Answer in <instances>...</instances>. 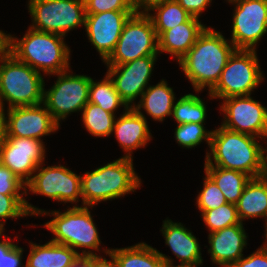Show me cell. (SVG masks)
Instances as JSON below:
<instances>
[{
  "label": "cell",
  "instance_id": "obj_1",
  "mask_svg": "<svg viewBox=\"0 0 267 267\" xmlns=\"http://www.w3.org/2000/svg\"><path fill=\"white\" fill-rule=\"evenodd\" d=\"M257 139L249 134L218 127L212 132L210 151L206 153L204 166L239 171L251 178L266 175V148Z\"/></svg>",
  "mask_w": 267,
  "mask_h": 267
},
{
  "label": "cell",
  "instance_id": "obj_2",
  "mask_svg": "<svg viewBox=\"0 0 267 267\" xmlns=\"http://www.w3.org/2000/svg\"><path fill=\"white\" fill-rule=\"evenodd\" d=\"M234 51L233 43L225 39L222 33L206 27L178 64L192 83L195 92L206 87L210 92L220 80L221 73Z\"/></svg>",
  "mask_w": 267,
  "mask_h": 267
},
{
  "label": "cell",
  "instance_id": "obj_3",
  "mask_svg": "<svg viewBox=\"0 0 267 267\" xmlns=\"http://www.w3.org/2000/svg\"><path fill=\"white\" fill-rule=\"evenodd\" d=\"M64 37L29 27L20 40L9 35V52L38 72L58 74L70 68L71 51Z\"/></svg>",
  "mask_w": 267,
  "mask_h": 267
},
{
  "label": "cell",
  "instance_id": "obj_4",
  "mask_svg": "<svg viewBox=\"0 0 267 267\" xmlns=\"http://www.w3.org/2000/svg\"><path fill=\"white\" fill-rule=\"evenodd\" d=\"M141 186L133 159L121 157L81 175L82 205L93 208L101 201L123 197Z\"/></svg>",
  "mask_w": 267,
  "mask_h": 267
},
{
  "label": "cell",
  "instance_id": "obj_5",
  "mask_svg": "<svg viewBox=\"0 0 267 267\" xmlns=\"http://www.w3.org/2000/svg\"><path fill=\"white\" fill-rule=\"evenodd\" d=\"M45 89L41 72L19 61L9 51L0 57V106L8 108L35 106L43 103Z\"/></svg>",
  "mask_w": 267,
  "mask_h": 267
},
{
  "label": "cell",
  "instance_id": "obj_6",
  "mask_svg": "<svg viewBox=\"0 0 267 267\" xmlns=\"http://www.w3.org/2000/svg\"><path fill=\"white\" fill-rule=\"evenodd\" d=\"M90 212L89 206H76V204L63 213L56 210L49 213L44 210L41 215L54 216L52 220L43 225L54 235L50 241L67 245L73 250L87 248L88 251L81 250L82 258L96 255L93 251H100L101 241Z\"/></svg>",
  "mask_w": 267,
  "mask_h": 267
},
{
  "label": "cell",
  "instance_id": "obj_7",
  "mask_svg": "<svg viewBox=\"0 0 267 267\" xmlns=\"http://www.w3.org/2000/svg\"><path fill=\"white\" fill-rule=\"evenodd\" d=\"M256 50L235 49L224 67L220 80L209 92L211 99L251 95L263 81Z\"/></svg>",
  "mask_w": 267,
  "mask_h": 267
},
{
  "label": "cell",
  "instance_id": "obj_8",
  "mask_svg": "<svg viewBox=\"0 0 267 267\" xmlns=\"http://www.w3.org/2000/svg\"><path fill=\"white\" fill-rule=\"evenodd\" d=\"M159 55L158 37L147 12H134L125 23L106 65H122L137 58Z\"/></svg>",
  "mask_w": 267,
  "mask_h": 267
},
{
  "label": "cell",
  "instance_id": "obj_9",
  "mask_svg": "<svg viewBox=\"0 0 267 267\" xmlns=\"http://www.w3.org/2000/svg\"><path fill=\"white\" fill-rule=\"evenodd\" d=\"M31 28L65 36L84 26L86 10L84 0H28Z\"/></svg>",
  "mask_w": 267,
  "mask_h": 267
},
{
  "label": "cell",
  "instance_id": "obj_10",
  "mask_svg": "<svg viewBox=\"0 0 267 267\" xmlns=\"http://www.w3.org/2000/svg\"><path fill=\"white\" fill-rule=\"evenodd\" d=\"M70 70L55 74V84L43 94V104L59 125L67 115L82 111L88 103L91 77L73 75Z\"/></svg>",
  "mask_w": 267,
  "mask_h": 267
},
{
  "label": "cell",
  "instance_id": "obj_11",
  "mask_svg": "<svg viewBox=\"0 0 267 267\" xmlns=\"http://www.w3.org/2000/svg\"><path fill=\"white\" fill-rule=\"evenodd\" d=\"M42 165L38 166L26 184V192L30 191L64 203L73 204L79 202V198L82 200L80 175L63 165L47 167Z\"/></svg>",
  "mask_w": 267,
  "mask_h": 267
},
{
  "label": "cell",
  "instance_id": "obj_12",
  "mask_svg": "<svg viewBox=\"0 0 267 267\" xmlns=\"http://www.w3.org/2000/svg\"><path fill=\"white\" fill-rule=\"evenodd\" d=\"M222 100L220 110L224 112V120L221 126L259 139L267 138V107L255 101L251 95Z\"/></svg>",
  "mask_w": 267,
  "mask_h": 267
},
{
  "label": "cell",
  "instance_id": "obj_13",
  "mask_svg": "<svg viewBox=\"0 0 267 267\" xmlns=\"http://www.w3.org/2000/svg\"><path fill=\"white\" fill-rule=\"evenodd\" d=\"M233 5L230 41L235 49L256 50L267 33V0H244Z\"/></svg>",
  "mask_w": 267,
  "mask_h": 267
},
{
  "label": "cell",
  "instance_id": "obj_14",
  "mask_svg": "<svg viewBox=\"0 0 267 267\" xmlns=\"http://www.w3.org/2000/svg\"><path fill=\"white\" fill-rule=\"evenodd\" d=\"M44 142L32 138L7 136L0 148V161L27 184L45 159Z\"/></svg>",
  "mask_w": 267,
  "mask_h": 267
},
{
  "label": "cell",
  "instance_id": "obj_15",
  "mask_svg": "<svg viewBox=\"0 0 267 267\" xmlns=\"http://www.w3.org/2000/svg\"><path fill=\"white\" fill-rule=\"evenodd\" d=\"M157 55L137 58L122 65H107V74L113 80L120 98L131 108L148 88ZM133 103V104H132ZM132 104V105H131Z\"/></svg>",
  "mask_w": 267,
  "mask_h": 267
},
{
  "label": "cell",
  "instance_id": "obj_16",
  "mask_svg": "<svg viewBox=\"0 0 267 267\" xmlns=\"http://www.w3.org/2000/svg\"><path fill=\"white\" fill-rule=\"evenodd\" d=\"M136 11H106L86 13L84 28L103 63L113 53L129 17Z\"/></svg>",
  "mask_w": 267,
  "mask_h": 267
},
{
  "label": "cell",
  "instance_id": "obj_17",
  "mask_svg": "<svg viewBox=\"0 0 267 267\" xmlns=\"http://www.w3.org/2000/svg\"><path fill=\"white\" fill-rule=\"evenodd\" d=\"M6 115L7 136L43 141L41 137L57 131L60 126L43 103L10 108Z\"/></svg>",
  "mask_w": 267,
  "mask_h": 267
},
{
  "label": "cell",
  "instance_id": "obj_18",
  "mask_svg": "<svg viewBox=\"0 0 267 267\" xmlns=\"http://www.w3.org/2000/svg\"><path fill=\"white\" fill-rule=\"evenodd\" d=\"M247 233L243 223L232 225L209 233L208 253L214 264L230 267L243 256V249L247 245Z\"/></svg>",
  "mask_w": 267,
  "mask_h": 267
},
{
  "label": "cell",
  "instance_id": "obj_19",
  "mask_svg": "<svg viewBox=\"0 0 267 267\" xmlns=\"http://www.w3.org/2000/svg\"><path fill=\"white\" fill-rule=\"evenodd\" d=\"M123 113L116 118L112 133L126 153L124 157L133 159L132 151L146 146L152 138L151 132L146 117L141 111H136L131 107Z\"/></svg>",
  "mask_w": 267,
  "mask_h": 267
},
{
  "label": "cell",
  "instance_id": "obj_20",
  "mask_svg": "<svg viewBox=\"0 0 267 267\" xmlns=\"http://www.w3.org/2000/svg\"><path fill=\"white\" fill-rule=\"evenodd\" d=\"M160 231L164 236L165 244L180 260V264L201 265L203 263L197 238L183 224L166 219Z\"/></svg>",
  "mask_w": 267,
  "mask_h": 267
},
{
  "label": "cell",
  "instance_id": "obj_21",
  "mask_svg": "<svg viewBox=\"0 0 267 267\" xmlns=\"http://www.w3.org/2000/svg\"><path fill=\"white\" fill-rule=\"evenodd\" d=\"M206 27L198 18L191 16L186 22L164 31L158 37V52L169 53L178 62L195 44Z\"/></svg>",
  "mask_w": 267,
  "mask_h": 267
},
{
  "label": "cell",
  "instance_id": "obj_22",
  "mask_svg": "<svg viewBox=\"0 0 267 267\" xmlns=\"http://www.w3.org/2000/svg\"><path fill=\"white\" fill-rule=\"evenodd\" d=\"M82 257L78 250L51 241L38 245L30 242L25 267H78Z\"/></svg>",
  "mask_w": 267,
  "mask_h": 267
},
{
  "label": "cell",
  "instance_id": "obj_23",
  "mask_svg": "<svg viewBox=\"0 0 267 267\" xmlns=\"http://www.w3.org/2000/svg\"><path fill=\"white\" fill-rule=\"evenodd\" d=\"M241 223L244 219L264 217L267 221V174L251 178L236 203Z\"/></svg>",
  "mask_w": 267,
  "mask_h": 267
},
{
  "label": "cell",
  "instance_id": "obj_24",
  "mask_svg": "<svg viewBox=\"0 0 267 267\" xmlns=\"http://www.w3.org/2000/svg\"><path fill=\"white\" fill-rule=\"evenodd\" d=\"M175 99L173 88L168 86L165 79H163L155 86L149 85L142 93L138 104H135L133 108L136 111H140L143 108L153 120L162 122L165 117L172 115Z\"/></svg>",
  "mask_w": 267,
  "mask_h": 267
},
{
  "label": "cell",
  "instance_id": "obj_25",
  "mask_svg": "<svg viewBox=\"0 0 267 267\" xmlns=\"http://www.w3.org/2000/svg\"><path fill=\"white\" fill-rule=\"evenodd\" d=\"M120 267H165V262L156 248L140 242L125 248L110 249Z\"/></svg>",
  "mask_w": 267,
  "mask_h": 267
},
{
  "label": "cell",
  "instance_id": "obj_26",
  "mask_svg": "<svg viewBox=\"0 0 267 267\" xmlns=\"http://www.w3.org/2000/svg\"><path fill=\"white\" fill-rule=\"evenodd\" d=\"M204 171L219 187L227 203L236 204L251 179L245 173L216 166H204Z\"/></svg>",
  "mask_w": 267,
  "mask_h": 267
},
{
  "label": "cell",
  "instance_id": "obj_27",
  "mask_svg": "<svg viewBox=\"0 0 267 267\" xmlns=\"http://www.w3.org/2000/svg\"><path fill=\"white\" fill-rule=\"evenodd\" d=\"M150 11H155L154 15L149 13ZM147 13L153 22L157 37L191 17L176 0H166L155 4L147 10Z\"/></svg>",
  "mask_w": 267,
  "mask_h": 267
},
{
  "label": "cell",
  "instance_id": "obj_28",
  "mask_svg": "<svg viewBox=\"0 0 267 267\" xmlns=\"http://www.w3.org/2000/svg\"><path fill=\"white\" fill-rule=\"evenodd\" d=\"M88 102L98 105L103 110L108 111L114 115V112L121 106L124 107V110H127L129 108L126 103L120 98L113 80L107 73L104 79L100 80L99 82L94 81L91 78Z\"/></svg>",
  "mask_w": 267,
  "mask_h": 267
},
{
  "label": "cell",
  "instance_id": "obj_29",
  "mask_svg": "<svg viewBox=\"0 0 267 267\" xmlns=\"http://www.w3.org/2000/svg\"><path fill=\"white\" fill-rule=\"evenodd\" d=\"M195 94H186L178 99L172 110V117L177 124H204L207 116L206 104Z\"/></svg>",
  "mask_w": 267,
  "mask_h": 267
},
{
  "label": "cell",
  "instance_id": "obj_30",
  "mask_svg": "<svg viewBox=\"0 0 267 267\" xmlns=\"http://www.w3.org/2000/svg\"><path fill=\"white\" fill-rule=\"evenodd\" d=\"M115 117L117 116L89 102L82 110L83 125L94 137L110 136L113 132Z\"/></svg>",
  "mask_w": 267,
  "mask_h": 267
},
{
  "label": "cell",
  "instance_id": "obj_31",
  "mask_svg": "<svg viewBox=\"0 0 267 267\" xmlns=\"http://www.w3.org/2000/svg\"><path fill=\"white\" fill-rule=\"evenodd\" d=\"M27 194H1L0 193V230L4 232L7 219H17L26 216H38L44 210L37 208L23 197ZM2 220V222H1ZM4 221V222H3Z\"/></svg>",
  "mask_w": 267,
  "mask_h": 267
},
{
  "label": "cell",
  "instance_id": "obj_32",
  "mask_svg": "<svg viewBox=\"0 0 267 267\" xmlns=\"http://www.w3.org/2000/svg\"><path fill=\"white\" fill-rule=\"evenodd\" d=\"M201 215L210 233L240 223L236 204L233 203L206 210Z\"/></svg>",
  "mask_w": 267,
  "mask_h": 267
},
{
  "label": "cell",
  "instance_id": "obj_33",
  "mask_svg": "<svg viewBox=\"0 0 267 267\" xmlns=\"http://www.w3.org/2000/svg\"><path fill=\"white\" fill-rule=\"evenodd\" d=\"M175 129L174 137L180 146L192 149L193 147L200 145V143L204 140L210 147L213 131H207L204 127V124H177Z\"/></svg>",
  "mask_w": 267,
  "mask_h": 267
},
{
  "label": "cell",
  "instance_id": "obj_34",
  "mask_svg": "<svg viewBox=\"0 0 267 267\" xmlns=\"http://www.w3.org/2000/svg\"><path fill=\"white\" fill-rule=\"evenodd\" d=\"M203 183V189L196 197V204L201 213L206 210L215 209L227 203L224 194L207 174Z\"/></svg>",
  "mask_w": 267,
  "mask_h": 267
},
{
  "label": "cell",
  "instance_id": "obj_35",
  "mask_svg": "<svg viewBox=\"0 0 267 267\" xmlns=\"http://www.w3.org/2000/svg\"><path fill=\"white\" fill-rule=\"evenodd\" d=\"M86 13L137 11L135 0H84Z\"/></svg>",
  "mask_w": 267,
  "mask_h": 267
},
{
  "label": "cell",
  "instance_id": "obj_36",
  "mask_svg": "<svg viewBox=\"0 0 267 267\" xmlns=\"http://www.w3.org/2000/svg\"><path fill=\"white\" fill-rule=\"evenodd\" d=\"M0 193L27 194L26 184L23 181H21L9 168L5 167L1 163V161H0Z\"/></svg>",
  "mask_w": 267,
  "mask_h": 267
},
{
  "label": "cell",
  "instance_id": "obj_37",
  "mask_svg": "<svg viewBox=\"0 0 267 267\" xmlns=\"http://www.w3.org/2000/svg\"><path fill=\"white\" fill-rule=\"evenodd\" d=\"M230 267H267V252L260 247L249 256H242Z\"/></svg>",
  "mask_w": 267,
  "mask_h": 267
},
{
  "label": "cell",
  "instance_id": "obj_38",
  "mask_svg": "<svg viewBox=\"0 0 267 267\" xmlns=\"http://www.w3.org/2000/svg\"><path fill=\"white\" fill-rule=\"evenodd\" d=\"M103 252L106 253V255H109L111 260L102 258L103 256L96 254L83 257L80 265L82 267H120L116 257L109 251V249H104Z\"/></svg>",
  "mask_w": 267,
  "mask_h": 267
},
{
  "label": "cell",
  "instance_id": "obj_39",
  "mask_svg": "<svg viewBox=\"0 0 267 267\" xmlns=\"http://www.w3.org/2000/svg\"><path fill=\"white\" fill-rule=\"evenodd\" d=\"M23 248L15 244L7 253H2L1 267H25L22 266Z\"/></svg>",
  "mask_w": 267,
  "mask_h": 267
},
{
  "label": "cell",
  "instance_id": "obj_40",
  "mask_svg": "<svg viewBox=\"0 0 267 267\" xmlns=\"http://www.w3.org/2000/svg\"><path fill=\"white\" fill-rule=\"evenodd\" d=\"M192 17L199 18L212 0H176Z\"/></svg>",
  "mask_w": 267,
  "mask_h": 267
},
{
  "label": "cell",
  "instance_id": "obj_41",
  "mask_svg": "<svg viewBox=\"0 0 267 267\" xmlns=\"http://www.w3.org/2000/svg\"><path fill=\"white\" fill-rule=\"evenodd\" d=\"M5 109L0 106V148L7 137L6 128V112Z\"/></svg>",
  "mask_w": 267,
  "mask_h": 267
},
{
  "label": "cell",
  "instance_id": "obj_42",
  "mask_svg": "<svg viewBox=\"0 0 267 267\" xmlns=\"http://www.w3.org/2000/svg\"><path fill=\"white\" fill-rule=\"evenodd\" d=\"M166 0H135L137 11L147 12L153 5L164 2ZM143 9V10H142Z\"/></svg>",
  "mask_w": 267,
  "mask_h": 267
},
{
  "label": "cell",
  "instance_id": "obj_43",
  "mask_svg": "<svg viewBox=\"0 0 267 267\" xmlns=\"http://www.w3.org/2000/svg\"><path fill=\"white\" fill-rule=\"evenodd\" d=\"M2 237V234L0 235V239ZM3 241L0 240V267H1V261H2V253H7L15 244L12 243L11 238H7L5 234H3ZM8 239V240H7Z\"/></svg>",
  "mask_w": 267,
  "mask_h": 267
},
{
  "label": "cell",
  "instance_id": "obj_44",
  "mask_svg": "<svg viewBox=\"0 0 267 267\" xmlns=\"http://www.w3.org/2000/svg\"><path fill=\"white\" fill-rule=\"evenodd\" d=\"M9 35L0 30V57L9 51Z\"/></svg>",
  "mask_w": 267,
  "mask_h": 267
},
{
  "label": "cell",
  "instance_id": "obj_45",
  "mask_svg": "<svg viewBox=\"0 0 267 267\" xmlns=\"http://www.w3.org/2000/svg\"><path fill=\"white\" fill-rule=\"evenodd\" d=\"M157 252L160 254V256L163 258L165 264V267H198L200 265H184V264H179L177 266L173 265V261L169 256H166L165 254L161 253L160 251L157 250Z\"/></svg>",
  "mask_w": 267,
  "mask_h": 267
},
{
  "label": "cell",
  "instance_id": "obj_46",
  "mask_svg": "<svg viewBox=\"0 0 267 267\" xmlns=\"http://www.w3.org/2000/svg\"><path fill=\"white\" fill-rule=\"evenodd\" d=\"M265 240L266 242L264 243L263 246H261V248L267 252V221H266V225H265Z\"/></svg>",
  "mask_w": 267,
  "mask_h": 267
},
{
  "label": "cell",
  "instance_id": "obj_47",
  "mask_svg": "<svg viewBox=\"0 0 267 267\" xmlns=\"http://www.w3.org/2000/svg\"><path fill=\"white\" fill-rule=\"evenodd\" d=\"M229 3H233V4H235V3H237V2H239V1H244V0H227Z\"/></svg>",
  "mask_w": 267,
  "mask_h": 267
},
{
  "label": "cell",
  "instance_id": "obj_48",
  "mask_svg": "<svg viewBox=\"0 0 267 267\" xmlns=\"http://www.w3.org/2000/svg\"><path fill=\"white\" fill-rule=\"evenodd\" d=\"M266 153H267V147H266ZM266 165H267V155H266Z\"/></svg>",
  "mask_w": 267,
  "mask_h": 267
}]
</instances>
